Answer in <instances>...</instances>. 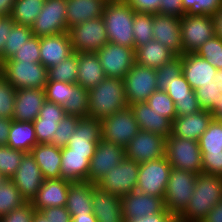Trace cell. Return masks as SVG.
Returning a JSON list of instances; mask_svg holds the SVG:
<instances>
[{
	"label": "cell",
	"instance_id": "obj_1",
	"mask_svg": "<svg viewBox=\"0 0 222 222\" xmlns=\"http://www.w3.org/2000/svg\"><path fill=\"white\" fill-rule=\"evenodd\" d=\"M88 117L103 120L128 106L124 80L106 77L88 89Z\"/></svg>",
	"mask_w": 222,
	"mask_h": 222
},
{
	"label": "cell",
	"instance_id": "obj_2",
	"mask_svg": "<svg viewBox=\"0 0 222 222\" xmlns=\"http://www.w3.org/2000/svg\"><path fill=\"white\" fill-rule=\"evenodd\" d=\"M222 200V176L199 173L186 209L179 215L185 222H201Z\"/></svg>",
	"mask_w": 222,
	"mask_h": 222
},
{
	"label": "cell",
	"instance_id": "obj_3",
	"mask_svg": "<svg viewBox=\"0 0 222 222\" xmlns=\"http://www.w3.org/2000/svg\"><path fill=\"white\" fill-rule=\"evenodd\" d=\"M135 12L125 0L106 2L102 18L110 43L135 50L132 32Z\"/></svg>",
	"mask_w": 222,
	"mask_h": 222
},
{
	"label": "cell",
	"instance_id": "obj_4",
	"mask_svg": "<svg viewBox=\"0 0 222 222\" xmlns=\"http://www.w3.org/2000/svg\"><path fill=\"white\" fill-rule=\"evenodd\" d=\"M1 77L14 89L45 88L48 69L40 62L13 61L11 58L2 64Z\"/></svg>",
	"mask_w": 222,
	"mask_h": 222
},
{
	"label": "cell",
	"instance_id": "obj_5",
	"mask_svg": "<svg viewBox=\"0 0 222 222\" xmlns=\"http://www.w3.org/2000/svg\"><path fill=\"white\" fill-rule=\"evenodd\" d=\"M196 176V173L188 170L171 168L164 204L173 216H179L188 206L194 192Z\"/></svg>",
	"mask_w": 222,
	"mask_h": 222
},
{
	"label": "cell",
	"instance_id": "obj_6",
	"mask_svg": "<svg viewBox=\"0 0 222 222\" xmlns=\"http://www.w3.org/2000/svg\"><path fill=\"white\" fill-rule=\"evenodd\" d=\"M165 157L175 169L202 173V152L198 141L176 137L166 138Z\"/></svg>",
	"mask_w": 222,
	"mask_h": 222
},
{
	"label": "cell",
	"instance_id": "obj_7",
	"mask_svg": "<svg viewBox=\"0 0 222 222\" xmlns=\"http://www.w3.org/2000/svg\"><path fill=\"white\" fill-rule=\"evenodd\" d=\"M74 52L96 53L107 42L105 22L102 17L76 24L67 31Z\"/></svg>",
	"mask_w": 222,
	"mask_h": 222
},
{
	"label": "cell",
	"instance_id": "obj_8",
	"mask_svg": "<svg viewBox=\"0 0 222 222\" xmlns=\"http://www.w3.org/2000/svg\"><path fill=\"white\" fill-rule=\"evenodd\" d=\"M102 139L126 147L140 131L130 106L101 120Z\"/></svg>",
	"mask_w": 222,
	"mask_h": 222
},
{
	"label": "cell",
	"instance_id": "obj_9",
	"mask_svg": "<svg viewBox=\"0 0 222 222\" xmlns=\"http://www.w3.org/2000/svg\"><path fill=\"white\" fill-rule=\"evenodd\" d=\"M171 168L165 156L154 161L140 163L136 191L164 197Z\"/></svg>",
	"mask_w": 222,
	"mask_h": 222
},
{
	"label": "cell",
	"instance_id": "obj_10",
	"mask_svg": "<svg viewBox=\"0 0 222 222\" xmlns=\"http://www.w3.org/2000/svg\"><path fill=\"white\" fill-rule=\"evenodd\" d=\"M139 166V163L125 157L116 167H112L96 186L104 192L120 197L127 195L136 190Z\"/></svg>",
	"mask_w": 222,
	"mask_h": 222
},
{
	"label": "cell",
	"instance_id": "obj_11",
	"mask_svg": "<svg viewBox=\"0 0 222 222\" xmlns=\"http://www.w3.org/2000/svg\"><path fill=\"white\" fill-rule=\"evenodd\" d=\"M214 36V19L212 16L185 14L181 18L183 54L195 53L200 46Z\"/></svg>",
	"mask_w": 222,
	"mask_h": 222
},
{
	"label": "cell",
	"instance_id": "obj_12",
	"mask_svg": "<svg viewBox=\"0 0 222 222\" xmlns=\"http://www.w3.org/2000/svg\"><path fill=\"white\" fill-rule=\"evenodd\" d=\"M125 95L128 106L146 102L157 88L156 69L134 63L124 77Z\"/></svg>",
	"mask_w": 222,
	"mask_h": 222
},
{
	"label": "cell",
	"instance_id": "obj_13",
	"mask_svg": "<svg viewBox=\"0 0 222 222\" xmlns=\"http://www.w3.org/2000/svg\"><path fill=\"white\" fill-rule=\"evenodd\" d=\"M106 77L124 79L135 63L133 48L107 42L96 52Z\"/></svg>",
	"mask_w": 222,
	"mask_h": 222
},
{
	"label": "cell",
	"instance_id": "obj_14",
	"mask_svg": "<svg viewBox=\"0 0 222 222\" xmlns=\"http://www.w3.org/2000/svg\"><path fill=\"white\" fill-rule=\"evenodd\" d=\"M31 30L37 37L67 32L66 0H45Z\"/></svg>",
	"mask_w": 222,
	"mask_h": 222
},
{
	"label": "cell",
	"instance_id": "obj_15",
	"mask_svg": "<svg viewBox=\"0 0 222 222\" xmlns=\"http://www.w3.org/2000/svg\"><path fill=\"white\" fill-rule=\"evenodd\" d=\"M165 149V137L146 130H140L125 147V156L127 159L140 164L164 157Z\"/></svg>",
	"mask_w": 222,
	"mask_h": 222
},
{
	"label": "cell",
	"instance_id": "obj_16",
	"mask_svg": "<svg viewBox=\"0 0 222 222\" xmlns=\"http://www.w3.org/2000/svg\"><path fill=\"white\" fill-rule=\"evenodd\" d=\"M125 157L124 147L101 139L90 160L88 182L96 184L105 174L110 172L112 167L121 163Z\"/></svg>",
	"mask_w": 222,
	"mask_h": 222
},
{
	"label": "cell",
	"instance_id": "obj_17",
	"mask_svg": "<svg viewBox=\"0 0 222 222\" xmlns=\"http://www.w3.org/2000/svg\"><path fill=\"white\" fill-rule=\"evenodd\" d=\"M11 180L20 191L22 197L27 202H31L44 181L41 170L31 152L25 153Z\"/></svg>",
	"mask_w": 222,
	"mask_h": 222
},
{
	"label": "cell",
	"instance_id": "obj_18",
	"mask_svg": "<svg viewBox=\"0 0 222 222\" xmlns=\"http://www.w3.org/2000/svg\"><path fill=\"white\" fill-rule=\"evenodd\" d=\"M101 139V120L89 117L81 118L67 147L70 148V153L94 154Z\"/></svg>",
	"mask_w": 222,
	"mask_h": 222
},
{
	"label": "cell",
	"instance_id": "obj_19",
	"mask_svg": "<svg viewBox=\"0 0 222 222\" xmlns=\"http://www.w3.org/2000/svg\"><path fill=\"white\" fill-rule=\"evenodd\" d=\"M153 40H156L173 51L183 55L181 43V18L172 15L153 14Z\"/></svg>",
	"mask_w": 222,
	"mask_h": 222
},
{
	"label": "cell",
	"instance_id": "obj_20",
	"mask_svg": "<svg viewBox=\"0 0 222 222\" xmlns=\"http://www.w3.org/2000/svg\"><path fill=\"white\" fill-rule=\"evenodd\" d=\"M124 221L160 213L165 209L164 197L133 191L121 197Z\"/></svg>",
	"mask_w": 222,
	"mask_h": 222
},
{
	"label": "cell",
	"instance_id": "obj_21",
	"mask_svg": "<svg viewBox=\"0 0 222 222\" xmlns=\"http://www.w3.org/2000/svg\"><path fill=\"white\" fill-rule=\"evenodd\" d=\"M45 101L44 88L17 89L12 120L33 122Z\"/></svg>",
	"mask_w": 222,
	"mask_h": 222
},
{
	"label": "cell",
	"instance_id": "obj_22",
	"mask_svg": "<svg viewBox=\"0 0 222 222\" xmlns=\"http://www.w3.org/2000/svg\"><path fill=\"white\" fill-rule=\"evenodd\" d=\"M73 52L67 32L40 37V63L47 69L58 65Z\"/></svg>",
	"mask_w": 222,
	"mask_h": 222
},
{
	"label": "cell",
	"instance_id": "obj_23",
	"mask_svg": "<svg viewBox=\"0 0 222 222\" xmlns=\"http://www.w3.org/2000/svg\"><path fill=\"white\" fill-rule=\"evenodd\" d=\"M70 183L63 178L44 180L36 196L31 200L33 208L40 211L50 207H64Z\"/></svg>",
	"mask_w": 222,
	"mask_h": 222
},
{
	"label": "cell",
	"instance_id": "obj_24",
	"mask_svg": "<svg viewBox=\"0 0 222 222\" xmlns=\"http://www.w3.org/2000/svg\"><path fill=\"white\" fill-rule=\"evenodd\" d=\"M66 115L62 105L45 101L33 121L38 144L51 143L59 122Z\"/></svg>",
	"mask_w": 222,
	"mask_h": 222
},
{
	"label": "cell",
	"instance_id": "obj_25",
	"mask_svg": "<svg viewBox=\"0 0 222 222\" xmlns=\"http://www.w3.org/2000/svg\"><path fill=\"white\" fill-rule=\"evenodd\" d=\"M165 91L175 103L177 116L194 114L202 110L195 91L182 74L168 84Z\"/></svg>",
	"mask_w": 222,
	"mask_h": 222
},
{
	"label": "cell",
	"instance_id": "obj_26",
	"mask_svg": "<svg viewBox=\"0 0 222 222\" xmlns=\"http://www.w3.org/2000/svg\"><path fill=\"white\" fill-rule=\"evenodd\" d=\"M92 210L97 222H124L121 197L97 186L92 191Z\"/></svg>",
	"mask_w": 222,
	"mask_h": 222
},
{
	"label": "cell",
	"instance_id": "obj_27",
	"mask_svg": "<svg viewBox=\"0 0 222 222\" xmlns=\"http://www.w3.org/2000/svg\"><path fill=\"white\" fill-rule=\"evenodd\" d=\"M212 119V113L203 109L194 114L176 116L172 122V134L176 137L198 141Z\"/></svg>",
	"mask_w": 222,
	"mask_h": 222
},
{
	"label": "cell",
	"instance_id": "obj_28",
	"mask_svg": "<svg viewBox=\"0 0 222 222\" xmlns=\"http://www.w3.org/2000/svg\"><path fill=\"white\" fill-rule=\"evenodd\" d=\"M217 69L196 53L182 55V75L193 90L214 78Z\"/></svg>",
	"mask_w": 222,
	"mask_h": 222
},
{
	"label": "cell",
	"instance_id": "obj_29",
	"mask_svg": "<svg viewBox=\"0 0 222 222\" xmlns=\"http://www.w3.org/2000/svg\"><path fill=\"white\" fill-rule=\"evenodd\" d=\"M140 130H146L167 138L172 133V122L159 115L147 102L130 105Z\"/></svg>",
	"mask_w": 222,
	"mask_h": 222
},
{
	"label": "cell",
	"instance_id": "obj_30",
	"mask_svg": "<svg viewBox=\"0 0 222 222\" xmlns=\"http://www.w3.org/2000/svg\"><path fill=\"white\" fill-rule=\"evenodd\" d=\"M94 154L70 153L67 146L61 148V177L70 182L88 181L90 160Z\"/></svg>",
	"mask_w": 222,
	"mask_h": 222
},
{
	"label": "cell",
	"instance_id": "obj_31",
	"mask_svg": "<svg viewBox=\"0 0 222 222\" xmlns=\"http://www.w3.org/2000/svg\"><path fill=\"white\" fill-rule=\"evenodd\" d=\"M105 0H66L67 28L103 16Z\"/></svg>",
	"mask_w": 222,
	"mask_h": 222
},
{
	"label": "cell",
	"instance_id": "obj_32",
	"mask_svg": "<svg viewBox=\"0 0 222 222\" xmlns=\"http://www.w3.org/2000/svg\"><path fill=\"white\" fill-rule=\"evenodd\" d=\"M44 180L60 179L61 177V148L50 143L37 144L32 150Z\"/></svg>",
	"mask_w": 222,
	"mask_h": 222
},
{
	"label": "cell",
	"instance_id": "obj_33",
	"mask_svg": "<svg viewBox=\"0 0 222 222\" xmlns=\"http://www.w3.org/2000/svg\"><path fill=\"white\" fill-rule=\"evenodd\" d=\"M95 187L96 184L88 181L70 183L65 207L71 215L94 214L92 191Z\"/></svg>",
	"mask_w": 222,
	"mask_h": 222
},
{
	"label": "cell",
	"instance_id": "obj_34",
	"mask_svg": "<svg viewBox=\"0 0 222 222\" xmlns=\"http://www.w3.org/2000/svg\"><path fill=\"white\" fill-rule=\"evenodd\" d=\"M106 78L96 53H78V74L76 84L90 89Z\"/></svg>",
	"mask_w": 222,
	"mask_h": 222
},
{
	"label": "cell",
	"instance_id": "obj_35",
	"mask_svg": "<svg viewBox=\"0 0 222 222\" xmlns=\"http://www.w3.org/2000/svg\"><path fill=\"white\" fill-rule=\"evenodd\" d=\"M177 55L156 40H151L135 50V63L158 69Z\"/></svg>",
	"mask_w": 222,
	"mask_h": 222
},
{
	"label": "cell",
	"instance_id": "obj_36",
	"mask_svg": "<svg viewBox=\"0 0 222 222\" xmlns=\"http://www.w3.org/2000/svg\"><path fill=\"white\" fill-rule=\"evenodd\" d=\"M37 144L33 122L12 120L8 133V146L30 153Z\"/></svg>",
	"mask_w": 222,
	"mask_h": 222
},
{
	"label": "cell",
	"instance_id": "obj_37",
	"mask_svg": "<svg viewBox=\"0 0 222 222\" xmlns=\"http://www.w3.org/2000/svg\"><path fill=\"white\" fill-rule=\"evenodd\" d=\"M194 91L201 109L210 112L222 101V69L216 71L212 80Z\"/></svg>",
	"mask_w": 222,
	"mask_h": 222
},
{
	"label": "cell",
	"instance_id": "obj_38",
	"mask_svg": "<svg viewBox=\"0 0 222 222\" xmlns=\"http://www.w3.org/2000/svg\"><path fill=\"white\" fill-rule=\"evenodd\" d=\"M44 2L45 0H16L10 17L16 24L31 27Z\"/></svg>",
	"mask_w": 222,
	"mask_h": 222
},
{
	"label": "cell",
	"instance_id": "obj_39",
	"mask_svg": "<svg viewBox=\"0 0 222 222\" xmlns=\"http://www.w3.org/2000/svg\"><path fill=\"white\" fill-rule=\"evenodd\" d=\"M88 104V89L76 83H70V96L63 104L65 113L86 118L88 117Z\"/></svg>",
	"mask_w": 222,
	"mask_h": 222
},
{
	"label": "cell",
	"instance_id": "obj_40",
	"mask_svg": "<svg viewBox=\"0 0 222 222\" xmlns=\"http://www.w3.org/2000/svg\"><path fill=\"white\" fill-rule=\"evenodd\" d=\"M32 36L31 27L14 23L8 33L5 48L0 54L2 62L10 59Z\"/></svg>",
	"mask_w": 222,
	"mask_h": 222
},
{
	"label": "cell",
	"instance_id": "obj_41",
	"mask_svg": "<svg viewBox=\"0 0 222 222\" xmlns=\"http://www.w3.org/2000/svg\"><path fill=\"white\" fill-rule=\"evenodd\" d=\"M78 74V53L73 52L65 60L48 69V80L76 83Z\"/></svg>",
	"mask_w": 222,
	"mask_h": 222
},
{
	"label": "cell",
	"instance_id": "obj_42",
	"mask_svg": "<svg viewBox=\"0 0 222 222\" xmlns=\"http://www.w3.org/2000/svg\"><path fill=\"white\" fill-rule=\"evenodd\" d=\"M26 202L11 179L0 186V218Z\"/></svg>",
	"mask_w": 222,
	"mask_h": 222
},
{
	"label": "cell",
	"instance_id": "obj_43",
	"mask_svg": "<svg viewBox=\"0 0 222 222\" xmlns=\"http://www.w3.org/2000/svg\"><path fill=\"white\" fill-rule=\"evenodd\" d=\"M132 27L135 50L153 40V14L135 12Z\"/></svg>",
	"mask_w": 222,
	"mask_h": 222
},
{
	"label": "cell",
	"instance_id": "obj_44",
	"mask_svg": "<svg viewBox=\"0 0 222 222\" xmlns=\"http://www.w3.org/2000/svg\"><path fill=\"white\" fill-rule=\"evenodd\" d=\"M199 147L202 153L222 151V122L212 119L206 131L200 136Z\"/></svg>",
	"mask_w": 222,
	"mask_h": 222
},
{
	"label": "cell",
	"instance_id": "obj_45",
	"mask_svg": "<svg viewBox=\"0 0 222 222\" xmlns=\"http://www.w3.org/2000/svg\"><path fill=\"white\" fill-rule=\"evenodd\" d=\"M25 152L8 145H0V173L11 179L17 171Z\"/></svg>",
	"mask_w": 222,
	"mask_h": 222
},
{
	"label": "cell",
	"instance_id": "obj_46",
	"mask_svg": "<svg viewBox=\"0 0 222 222\" xmlns=\"http://www.w3.org/2000/svg\"><path fill=\"white\" fill-rule=\"evenodd\" d=\"M146 102L154 111L166 117L171 122H173L177 116L175 103L165 90H156L148 97Z\"/></svg>",
	"mask_w": 222,
	"mask_h": 222
},
{
	"label": "cell",
	"instance_id": "obj_47",
	"mask_svg": "<svg viewBox=\"0 0 222 222\" xmlns=\"http://www.w3.org/2000/svg\"><path fill=\"white\" fill-rule=\"evenodd\" d=\"M182 74V55H177L156 69V83L158 90H165L177 76Z\"/></svg>",
	"mask_w": 222,
	"mask_h": 222
},
{
	"label": "cell",
	"instance_id": "obj_48",
	"mask_svg": "<svg viewBox=\"0 0 222 222\" xmlns=\"http://www.w3.org/2000/svg\"><path fill=\"white\" fill-rule=\"evenodd\" d=\"M195 53L206 59L217 70L222 69V39L218 36L207 40Z\"/></svg>",
	"mask_w": 222,
	"mask_h": 222
},
{
	"label": "cell",
	"instance_id": "obj_49",
	"mask_svg": "<svg viewBox=\"0 0 222 222\" xmlns=\"http://www.w3.org/2000/svg\"><path fill=\"white\" fill-rule=\"evenodd\" d=\"M80 119L78 116L66 114L59 122L54 138L50 144L59 148L66 147Z\"/></svg>",
	"mask_w": 222,
	"mask_h": 222
},
{
	"label": "cell",
	"instance_id": "obj_50",
	"mask_svg": "<svg viewBox=\"0 0 222 222\" xmlns=\"http://www.w3.org/2000/svg\"><path fill=\"white\" fill-rule=\"evenodd\" d=\"M183 10L188 15H210L222 8V0H182Z\"/></svg>",
	"mask_w": 222,
	"mask_h": 222
},
{
	"label": "cell",
	"instance_id": "obj_51",
	"mask_svg": "<svg viewBox=\"0 0 222 222\" xmlns=\"http://www.w3.org/2000/svg\"><path fill=\"white\" fill-rule=\"evenodd\" d=\"M44 91L46 101L63 106L70 96V83L48 80Z\"/></svg>",
	"mask_w": 222,
	"mask_h": 222
},
{
	"label": "cell",
	"instance_id": "obj_52",
	"mask_svg": "<svg viewBox=\"0 0 222 222\" xmlns=\"http://www.w3.org/2000/svg\"><path fill=\"white\" fill-rule=\"evenodd\" d=\"M16 89L0 76V117L12 119Z\"/></svg>",
	"mask_w": 222,
	"mask_h": 222
},
{
	"label": "cell",
	"instance_id": "obj_53",
	"mask_svg": "<svg viewBox=\"0 0 222 222\" xmlns=\"http://www.w3.org/2000/svg\"><path fill=\"white\" fill-rule=\"evenodd\" d=\"M11 59L13 61L40 62V37L32 36Z\"/></svg>",
	"mask_w": 222,
	"mask_h": 222
},
{
	"label": "cell",
	"instance_id": "obj_54",
	"mask_svg": "<svg viewBox=\"0 0 222 222\" xmlns=\"http://www.w3.org/2000/svg\"><path fill=\"white\" fill-rule=\"evenodd\" d=\"M36 210L31 202H26L21 207L13 209L0 218V222H32Z\"/></svg>",
	"mask_w": 222,
	"mask_h": 222
},
{
	"label": "cell",
	"instance_id": "obj_55",
	"mask_svg": "<svg viewBox=\"0 0 222 222\" xmlns=\"http://www.w3.org/2000/svg\"><path fill=\"white\" fill-rule=\"evenodd\" d=\"M202 173L222 176V151L202 153Z\"/></svg>",
	"mask_w": 222,
	"mask_h": 222
},
{
	"label": "cell",
	"instance_id": "obj_56",
	"mask_svg": "<svg viewBox=\"0 0 222 222\" xmlns=\"http://www.w3.org/2000/svg\"><path fill=\"white\" fill-rule=\"evenodd\" d=\"M50 222H71L72 215L66 207H50L40 210Z\"/></svg>",
	"mask_w": 222,
	"mask_h": 222
},
{
	"label": "cell",
	"instance_id": "obj_57",
	"mask_svg": "<svg viewBox=\"0 0 222 222\" xmlns=\"http://www.w3.org/2000/svg\"><path fill=\"white\" fill-rule=\"evenodd\" d=\"M136 12L159 13L160 0H125Z\"/></svg>",
	"mask_w": 222,
	"mask_h": 222
},
{
	"label": "cell",
	"instance_id": "obj_58",
	"mask_svg": "<svg viewBox=\"0 0 222 222\" xmlns=\"http://www.w3.org/2000/svg\"><path fill=\"white\" fill-rule=\"evenodd\" d=\"M159 13L180 18L186 14L183 10L182 0H160Z\"/></svg>",
	"mask_w": 222,
	"mask_h": 222
},
{
	"label": "cell",
	"instance_id": "obj_59",
	"mask_svg": "<svg viewBox=\"0 0 222 222\" xmlns=\"http://www.w3.org/2000/svg\"><path fill=\"white\" fill-rule=\"evenodd\" d=\"M173 215L165 208L160 213L150 214L141 218L129 219L124 222H168Z\"/></svg>",
	"mask_w": 222,
	"mask_h": 222
},
{
	"label": "cell",
	"instance_id": "obj_60",
	"mask_svg": "<svg viewBox=\"0 0 222 222\" xmlns=\"http://www.w3.org/2000/svg\"><path fill=\"white\" fill-rule=\"evenodd\" d=\"M14 21L10 16H5L0 21V54L3 52L5 48V43L8 41V33L14 25Z\"/></svg>",
	"mask_w": 222,
	"mask_h": 222
},
{
	"label": "cell",
	"instance_id": "obj_61",
	"mask_svg": "<svg viewBox=\"0 0 222 222\" xmlns=\"http://www.w3.org/2000/svg\"><path fill=\"white\" fill-rule=\"evenodd\" d=\"M201 222H222V200L208 212Z\"/></svg>",
	"mask_w": 222,
	"mask_h": 222
},
{
	"label": "cell",
	"instance_id": "obj_62",
	"mask_svg": "<svg viewBox=\"0 0 222 222\" xmlns=\"http://www.w3.org/2000/svg\"><path fill=\"white\" fill-rule=\"evenodd\" d=\"M11 122L10 118L0 117V145H7Z\"/></svg>",
	"mask_w": 222,
	"mask_h": 222
},
{
	"label": "cell",
	"instance_id": "obj_63",
	"mask_svg": "<svg viewBox=\"0 0 222 222\" xmlns=\"http://www.w3.org/2000/svg\"><path fill=\"white\" fill-rule=\"evenodd\" d=\"M215 36L222 39V8L217 10L213 15Z\"/></svg>",
	"mask_w": 222,
	"mask_h": 222
},
{
	"label": "cell",
	"instance_id": "obj_64",
	"mask_svg": "<svg viewBox=\"0 0 222 222\" xmlns=\"http://www.w3.org/2000/svg\"><path fill=\"white\" fill-rule=\"evenodd\" d=\"M16 0H0V15L10 16Z\"/></svg>",
	"mask_w": 222,
	"mask_h": 222
},
{
	"label": "cell",
	"instance_id": "obj_65",
	"mask_svg": "<svg viewBox=\"0 0 222 222\" xmlns=\"http://www.w3.org/2000/svg\"><path fill=\"white\" fill-rule=\"evenodd\" d=\"M71 222H97L94 214L72 215Z\"/></svg>",
	"mask_w": 222,
	"mask_h": 222
},
{
	"label": "cell",
	"instance_id": "obj_66",
	"mask_svg": "<svg viewBox=\"0 0 222 222\" xmlns=\"http://www.w3.org/2000/svg\"><path fill=\"white\" fill-rule=\"evenodd\" d=\"M213 115V119L219 120L222 122V101L210 111Z\"/></svg>",
	"mask_w": 222,
	"mask_h": 222
},
{
	"label": "cell",
	"instance_id": "obj_67",
	"mask_svg": "<svg viewBox=\"0 0 222 222\" xmlns=\"http://www.w3.org/2000/svg\"><path fill=\"white\" fill-rule=\"evenodd\" d=\"M32 222H50V221L47 220L46 217L40 211H35Z\"/></svg>",
	"mask_w": 222,
	"mask_h": 222
},
{
	"label": "cell",
	"instance_id": "obj_68",
	"mask_svg": "<svg viewBox=\"0 0 222 222\" xmlns=\"http://www.w3.org/2000/svg\"><path fill=\"white\" fill-rule=\"evenodd\" d=\"M168 222H185L184 220H182L179 216H172Z\"/></svg>",
	"mask_w": 222,
	"mask_h": 222
},
{
	"label": "cell",
	"instance_id": "obj_69",
	"mask_svg": "<svg viewBox=\"0 0 222 222\" xmlns=\"http://www.w3.org/2000/svg\"><path fill=\"white\" fill-rule=\"evenodd\" d=\"M8 180V178L6 176H4L2 173H0V186L6 182Z\"/></svg>",
	"mask_w": 222,
	"mask_h": 222
},
{
	"label": "cell",
	"instance_id": "obj_70",
	"mask_svg": "<svg viewBox=\"0 0 222 222\" xmlns=\"http://www.w3.org/2000/svg\"><path fill=\"white\" fill-rule=\"evenodd\" d=\"M2 64H3V62H2V60L0 59V76H1V73H2Z\"/></svg>",
	"mask_w": 222,
	"mask_h": 222
},
{
	"label": "cell",
	"instance_id": "obj_71",
	"mask_svg": "<svg viewBox=\"0 0 222 222\" xmlns=\"http://www.w3.org/2000/svg\"><path fill=\"white\" fill-rule=\"evenodd\" d=\"M106 2H111V1H120V0H105Z\"/></svg>",
	"mask_w": 222,
	"mask_h": 222
}]
</instances>
